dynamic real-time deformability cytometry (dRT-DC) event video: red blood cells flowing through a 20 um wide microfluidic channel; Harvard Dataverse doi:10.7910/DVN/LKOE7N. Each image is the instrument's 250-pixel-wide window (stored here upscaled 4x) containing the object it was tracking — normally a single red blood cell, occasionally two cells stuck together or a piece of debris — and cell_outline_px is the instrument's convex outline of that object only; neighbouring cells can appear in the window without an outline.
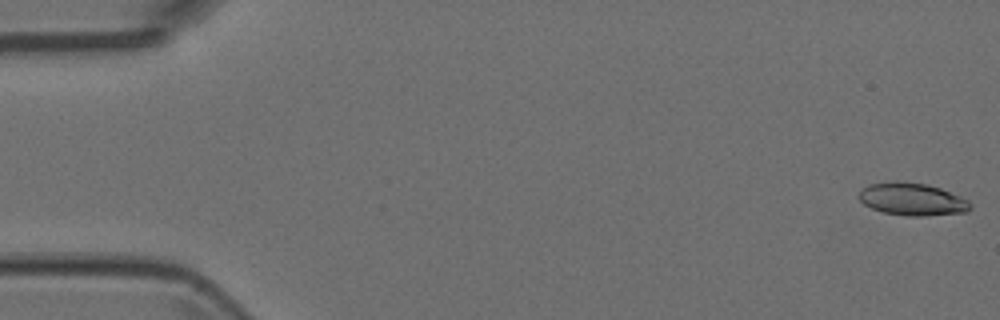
{"species": "Egyptian fruit bat (a non-hibernating species)", "species_latin": "Rousettus aegyptiacus", "temperature_condition": "room temperature", "stored_images_in_passage": 5, "camera_frame_rate_fps": 3000, "um_per_image_px": 0.085, "animal": {"sex": "female"}, "frame": {"image": 1, "passage_image": 1, "time_ms": 0.0, "image_size_px": [1000, 320], "cell_outline_px": [[972, 208], [968, 212], [924, 216], [904, 216], [884, 212], [872, 208], [864, 204], [860, 200], [860, 188], [868, 184], [896, 180], [928, 184], [940, 188], [960, 196], [968, 200], [972, 204]], "centroid_in_image_um": [77.55, 16.92], "position_along_channel_um": 7.4, "area_um2": 21.39}}
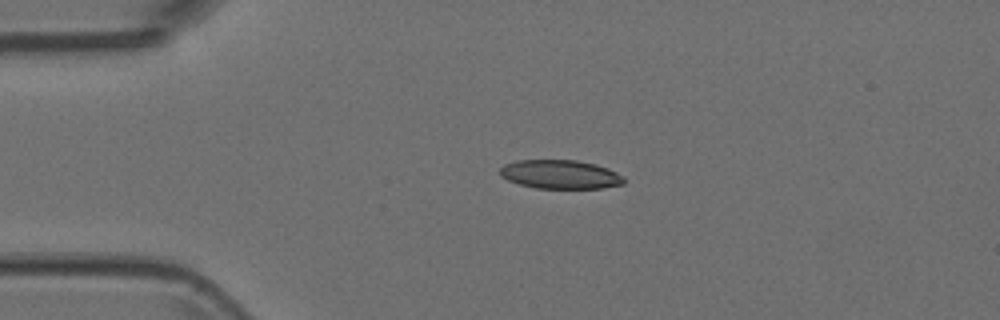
{"frame": {"image": 2, "passage_image": 4, "time_ms": 1.0, "image_size_px": [1000, 320], "cell_outline_px": [[624, 184], [604, 188], [536, 188], [520, 184], [508, 180], [500, 176], [500, 168], [504, 164], [516, 160], [576, 160], [596, 164], [608, 168], [624, 176]], "centroid_in_image_um": [47.63, 14.82], "position_along_channel_um": 37.4, "area_um2": 20.92}}